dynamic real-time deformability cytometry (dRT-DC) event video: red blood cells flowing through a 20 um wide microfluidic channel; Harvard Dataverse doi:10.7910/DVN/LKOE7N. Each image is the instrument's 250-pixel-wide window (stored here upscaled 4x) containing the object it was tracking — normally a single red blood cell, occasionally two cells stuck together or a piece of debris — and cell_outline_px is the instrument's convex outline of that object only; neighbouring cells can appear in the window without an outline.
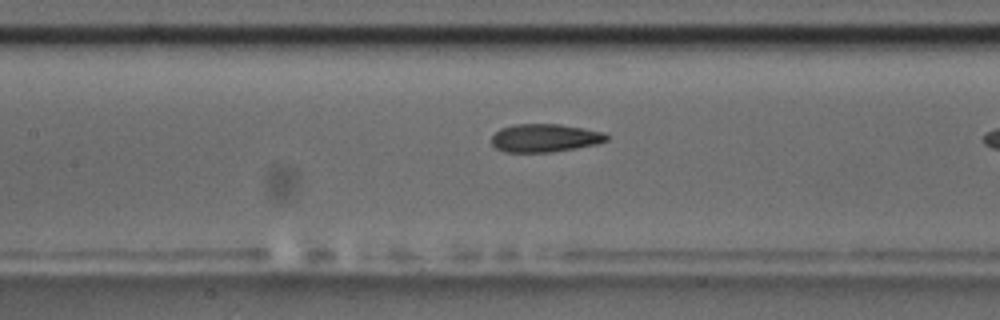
{"species": "common noctule bat (a hibernating species)", "species_latin": "Nyctalus noctula", "temperature_condition": "room temperature", "stored_images_in_passage": 7, "camera_frame_rate_fps": 3000, "um_per_image_px": 0.085, "animal": {"sex": "male", "body_mass_g": 17.5, "forearm_length_mm": 52.3}, "frame": {"image": 1, "passage_image": 6, "time_ms": 6.667, "image_size_px": [1000, 320], "cell_outline_px": [[608, 140], [596, 144], [552, 152], [504, 152], [496, 148], [492, 144], [492, 136], [500, 128], [512, 124], [560, 124], [584, 128], [604, 132], [608, 136]], "centroid_in_image_um": [46.3, 11.72], "position_along_channel_um": 161.1, "area_um2": 18.9}}